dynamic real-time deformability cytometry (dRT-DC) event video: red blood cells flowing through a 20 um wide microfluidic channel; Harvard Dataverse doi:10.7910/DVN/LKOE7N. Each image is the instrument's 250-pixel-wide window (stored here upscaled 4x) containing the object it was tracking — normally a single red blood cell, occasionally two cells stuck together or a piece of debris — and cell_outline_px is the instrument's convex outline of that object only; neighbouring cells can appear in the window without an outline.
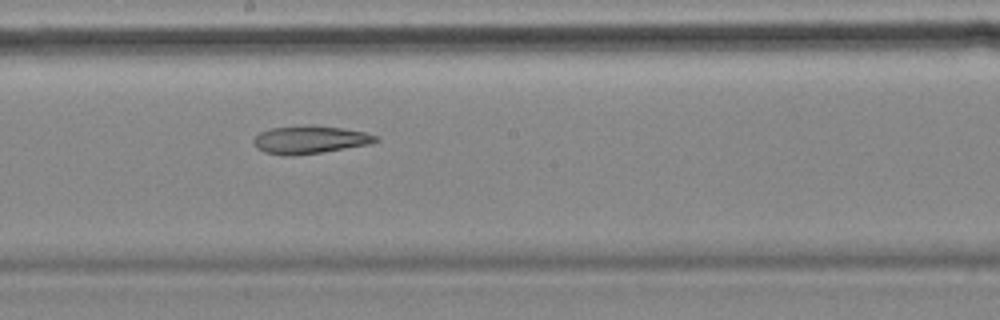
{"species": "common noctule bat (a hibernating species)", "species_latin": "Nyctalus noctula", "temperature_condition": "cold", "stored_images_in_passage": 10, "segment_of_instrument_passage": [1, 2], "camera_frame_rate_fps": 3000, "um_per_image_px": 0.085, "animal": {"sex": "female", "body_mass_g": 18.4}, "frame": {"image": 1, "passage_image": 9, "time_ms": 10.667, "image_size_px": [1000, 320], "cell_outline_px": [[380, 140], [372, 144], [320, 152], [292, 156], [284, 156], [264, 152], [256, 148], [252, 140], [260, 132], [268, 128], [308, 124], [312, 124], [340, 128], [364, 132], [380, 136]], "centroid_in_image_um": [26.33, 11.86], "position_along_channel_um": 221.9, "area_um2": 20.17}}